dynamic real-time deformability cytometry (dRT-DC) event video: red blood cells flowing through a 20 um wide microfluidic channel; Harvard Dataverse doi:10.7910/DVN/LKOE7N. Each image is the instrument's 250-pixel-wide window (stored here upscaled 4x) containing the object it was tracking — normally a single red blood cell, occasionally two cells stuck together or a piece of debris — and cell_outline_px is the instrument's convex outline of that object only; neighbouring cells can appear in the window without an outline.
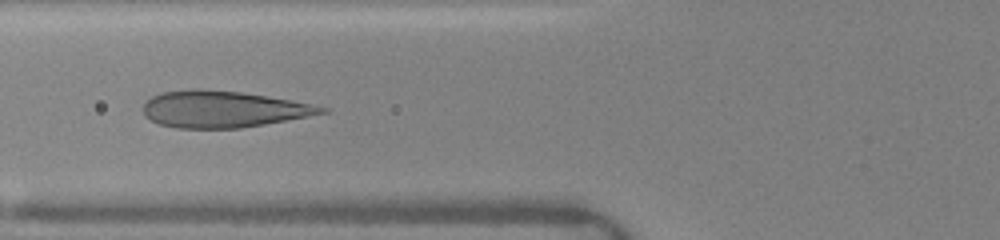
{"species": "human", "species_latin": "Homo sapiens", "temperature_condition": "warm", "stored_images_in_passage": 11, "camera_frame_rate_fps": 3000, "um_per_image_px": 0.085, "donor": {"sex": "female"}, "frame": {"image": 1, "passage_image": 10, "time_ms": 5.333, "image_size_px": [1000, 240], "cell_outline_px": [[328, 112], [308, 116], [264, 124], [240, 128], [176, 128], [160, 124], [144, 116], [144, 104], [152, 96], [160, 92], [196, 88], [200, 88], [240, 92], [288, 100], [328, 108]], "centroid_in_image_um": [18.89, 9.28], "position_along_channel_um": 106.9, "area_um2": 37.57}}